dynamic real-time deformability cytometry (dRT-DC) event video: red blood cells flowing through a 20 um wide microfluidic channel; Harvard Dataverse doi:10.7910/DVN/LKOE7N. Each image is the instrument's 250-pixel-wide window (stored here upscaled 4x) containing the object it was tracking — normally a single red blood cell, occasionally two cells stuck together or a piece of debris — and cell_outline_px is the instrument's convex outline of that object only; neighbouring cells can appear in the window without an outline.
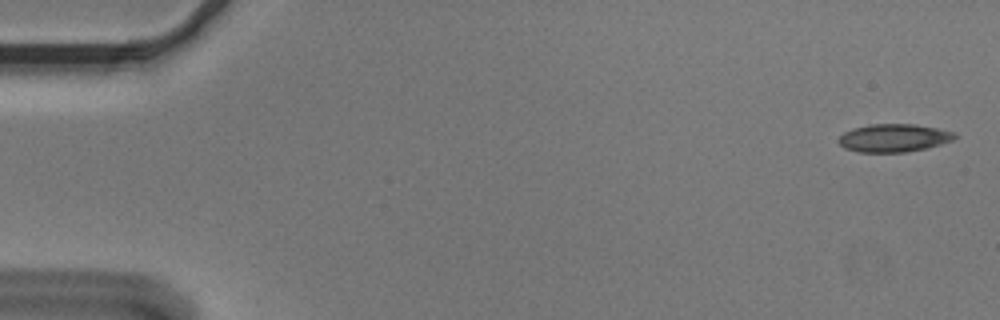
{"species": "Egyptian fruit bat (a non-hibernating species)", "species_latin": "Rousettus aegyptiacus", "temperature_condition": "cold", "stored_images_in_passage": 5, "segment_of_instrument_passage": [1, 2], "camera_frame_rate_fps": 3000, "um_per_image_px": 0.085, "animal": {"sex": "male"}, "frame": {"image": 1, "passage_image": 1, "time_ms": 0.0, "image_size_px": [1000, 320], "cell_outline_px": [[960, 136], [952, 140], [928, 148], [904, 152], [860, 152], [844, 148], [836, 140], [844, 132], [852, 128], [872, 124], [916, 124], [956, 132]], "centroid_in_image_um": [75.99, 11.72], "position_along_channel_um": 9.0, "area_um2": 19.07}}
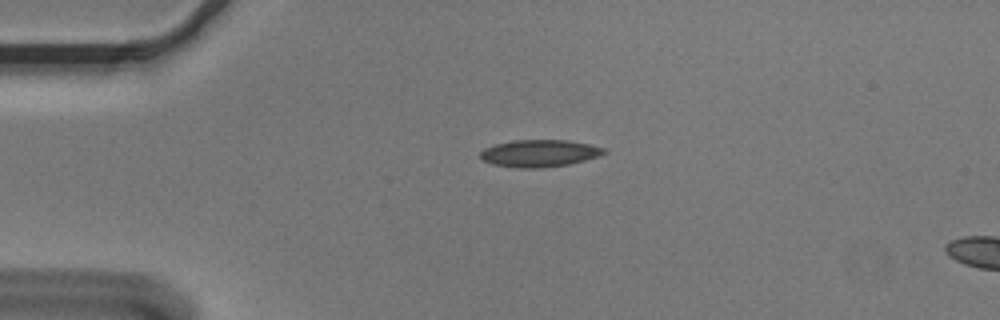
{"frame": {"image": 2, "passage_image": 4, "time_ms": 1.0, "image_size_px": [1000, 320], "cell_outline_px": [[608, 152], [600, 156], [568, 164], [540, 168], [516, 168], [492, 164], [484, 160], [480, 156], [480, 152], [484, 148], [496, 144], [512, 140], [564, 140], [588, 144], [608, 148]], "centroid_in_image_um": [45.87, 13.03], "position_along_channel_um": 39.1, "area_um2": 19.59}}